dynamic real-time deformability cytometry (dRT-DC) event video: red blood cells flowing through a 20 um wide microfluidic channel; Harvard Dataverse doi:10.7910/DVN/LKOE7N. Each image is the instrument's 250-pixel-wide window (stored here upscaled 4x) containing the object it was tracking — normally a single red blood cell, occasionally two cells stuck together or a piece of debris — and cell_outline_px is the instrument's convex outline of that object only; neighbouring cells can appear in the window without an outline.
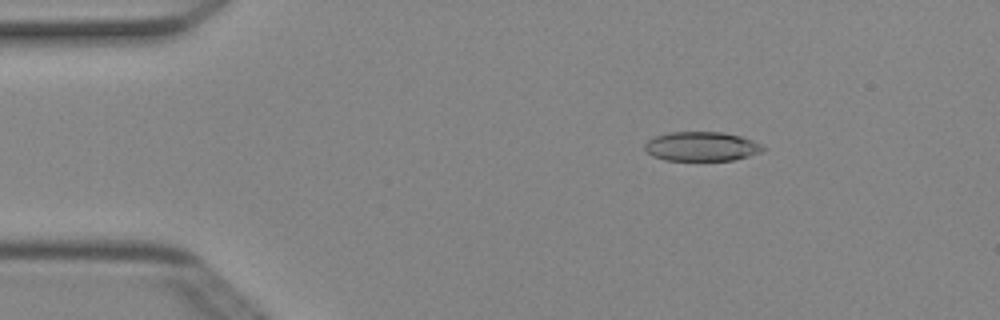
{"species": "Egyptian fruit bat (a non-hibernating species)", "species_latin": "Rousettus aegyptiacus", "temperature_condition": "cold", "stored_images_in_passage": 4, "camera_frame_rate_fps": 3000, "um_per_image_px": 0.085, "animal": {"sex": "female"}, "frame": {"image": 1, "passage_image": 2, "time_ms": 0.333, "image_size_px": [1000, 320], "cell_outline_px": [[768, 148], [760, 152], [748, 156], [732, 160], [664, 160], [652, 156], [644, 148], [644, 144], [648, 140], [656, 136], [668, 132], [724, 132], [740, 136], [752, 140]], "centroid_in_image_um": [59.63, 12.44], "position_along_channel_um": 25.4, "area_um2": 20.17}}
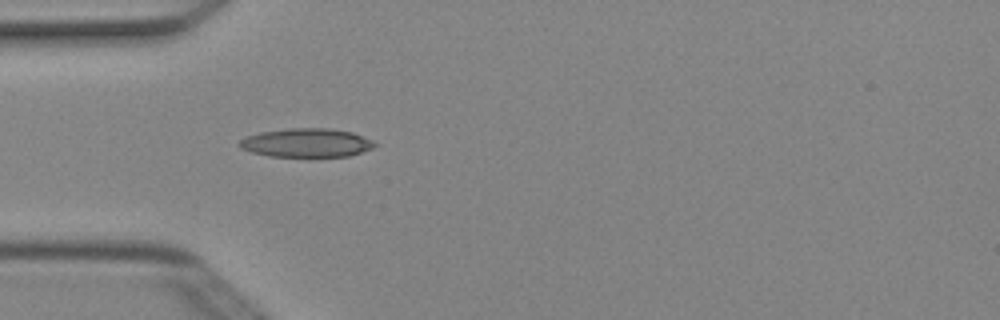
{"frame": {"image": 2, "passage_image": 4, "time_ms": 1.0, "image_size_px": [1000, 320], "cell_outline_px": [[376, 144], [372, 148], [348, 156], [268, 156], [252, 152], [240, 148], [236, 144], [240, 140], [248, 136], [260, 132], [288, 128], [328, 128], [352, 132], [372, 140]], "centroid_in_image_um": [26.01, 12.13], "position_along_channel_um": 59.0, "area_um2": 22.48}}